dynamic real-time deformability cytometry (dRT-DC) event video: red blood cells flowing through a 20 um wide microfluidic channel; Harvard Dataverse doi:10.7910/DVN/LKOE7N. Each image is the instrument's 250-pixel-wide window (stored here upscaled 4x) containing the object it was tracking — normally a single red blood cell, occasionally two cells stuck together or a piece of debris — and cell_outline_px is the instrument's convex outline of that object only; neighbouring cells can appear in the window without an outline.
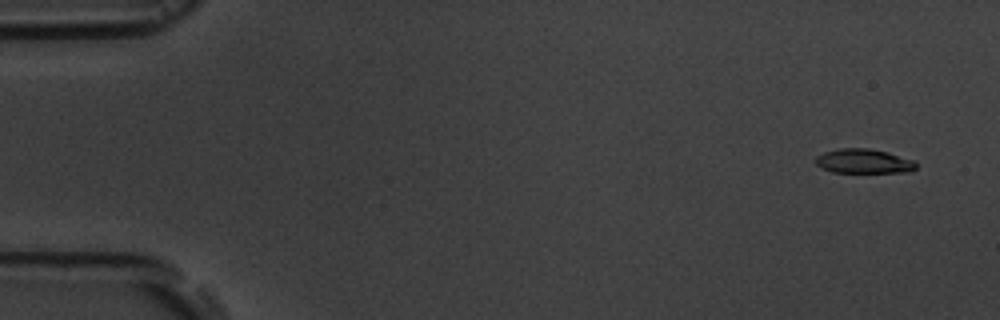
{"species": "common noctule bat (a hibernating species)", "species_latin": "Nyctalus noctula", "temperature_condition": "room temperature", "stored_images_in_passage": 5, "camera_frame_rate_fps": 3000, "um_per_image_px": 0.085, "animal": {"sex": "male", "body_mass_g": 19.5, "forearm_length_mm": 54.6}, "frame": {"image": 1, "passage_image": 1, "time_ms": 0.0, "image_size_px": [1000, 320], "cell_outline_px": [[916, 168], [912, 172], [832, 172], [816, 164], [816, 156], [824, 152], [840, 148], [868, 148], [888, 152], [916, 160]], "centroid_in_image_um": [73.47, 13.7], "position_along_channel_um": 11.5, "area_um2": 14.33}}